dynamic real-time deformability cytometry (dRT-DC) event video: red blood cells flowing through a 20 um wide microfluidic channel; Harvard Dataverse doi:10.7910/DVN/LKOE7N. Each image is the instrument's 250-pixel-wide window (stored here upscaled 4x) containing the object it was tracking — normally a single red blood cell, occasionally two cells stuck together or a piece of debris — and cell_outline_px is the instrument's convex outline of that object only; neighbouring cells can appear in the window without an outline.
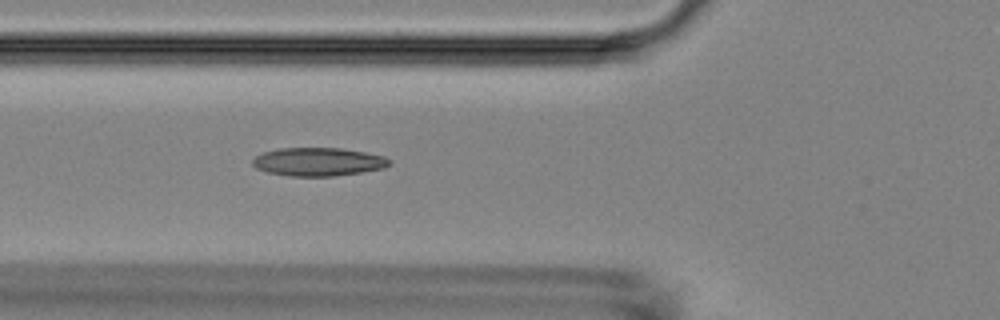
{"species": "Egyptian fruit bat (a non-hibernating species)", "species_latin": "Rousettus aegyptiacus", "temperature_condition": "room temperature", "stored_images_in_passage": 52, "camera_frame_rate_fps": 3000, "um_per_image_px": 0.085, "animal": {"sex": "female"}, "frame": {"image": 1, "passage_image": 19, "time_ms": 6.0, "image_size_px": [1000, 320], "cell_outline_px": [[388, 164], [384, 168], [360, 172], [332, 176], [288, 176], [268, 172], [256, 168], [252, 164], [252, 160], [256, 156], [264, 152], [280, 148], [340, 148], [364, 152], [384, 156], [388, 160]], "centroid_in_image_um": [27.0, 13.75], "position_along_channel_um": 98.8, "area_um2": 22.31}}
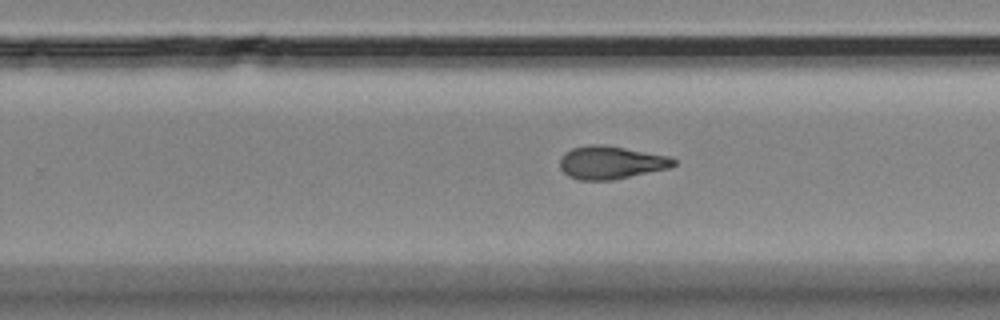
{"frame": {"image": 2, "passage_image": 33, "time_ms": 10.667, "image_size_px": [1000, 320], "cell_outline_px": [[676, 164], [668, 168], [612, 180], [576, 180], [568, 176], [560, 168], [560, 156], [564, 152], [572, 148], [588, 144], [604, 144], [672, 156], [676, 160]], "centroid_in_image_um": [51.91, 13.8], "position_along_channel_um": 277.9, "area_um2": 22.14}}
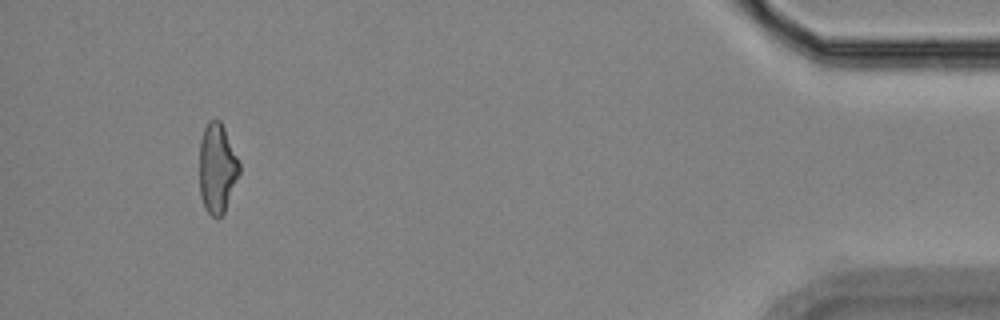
{"frame": {"image": 3, "passage_image": 49, "time_ms": 16.0, "image_size_px": [1000, 320], "cell_outline_px": [[240, 172], [224, 212], [220, 216], [212, 216], [208, 212], [200, 196], [200, 140], [204, 128], [208, 120], [220, 120], [224, 128], [240, 164]], "centroid_in_image_um": [18.45, 14.28], "position_along_channel_um": 416.7, "area_um2": 20.52}, "authors_computed_cell_mechanics": {"area_um2": 21.8773, "velocity_mm_per_s": 3.8312, "shape_relaxation_time_tau1_ms": 5.7688, "shape_relaxation_time_tau2_ms": 2.5866, "deformation_change_tau1": 0.1723, "deformation_change_tau2": 0.1008}}